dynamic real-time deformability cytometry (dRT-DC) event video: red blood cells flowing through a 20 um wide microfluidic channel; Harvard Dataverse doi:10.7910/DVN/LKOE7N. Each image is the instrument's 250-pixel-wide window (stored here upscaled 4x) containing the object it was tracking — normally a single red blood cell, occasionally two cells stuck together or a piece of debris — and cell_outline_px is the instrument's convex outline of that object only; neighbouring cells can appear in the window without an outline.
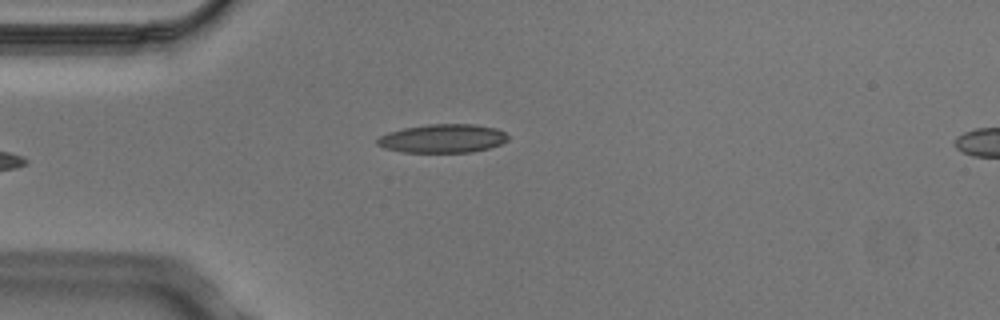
{"species": "Egyptian fruit bat (a non-hibernating species)", "species_latin": "Rousettus aegyptiacus", "temperature_condition": "cold", "stored_images_in_passage": 5, "camera_frame_rate_fps": 3000, "um_per_image_px": 0.085, "animal": {"sex": "male"}, "frame": {"image": 1, "passage_image": 5, "time_ms": 1.333, "image_size_px": [1000, 320], "cell_outline_px": [[508, 140], [500, 144], [488, 148], [472, 152], [404, 152], [384, 148], [376, 144], [376, 140], [380, 136], [388, 132], [404, 128], [428, 124], [476, 124], [496, 128], [504, 132], [508, 136]], "centroid_in_image_um": [37.62, 11.76], "position_along_channel_um": 47.4, "area_um2": 21.79}}